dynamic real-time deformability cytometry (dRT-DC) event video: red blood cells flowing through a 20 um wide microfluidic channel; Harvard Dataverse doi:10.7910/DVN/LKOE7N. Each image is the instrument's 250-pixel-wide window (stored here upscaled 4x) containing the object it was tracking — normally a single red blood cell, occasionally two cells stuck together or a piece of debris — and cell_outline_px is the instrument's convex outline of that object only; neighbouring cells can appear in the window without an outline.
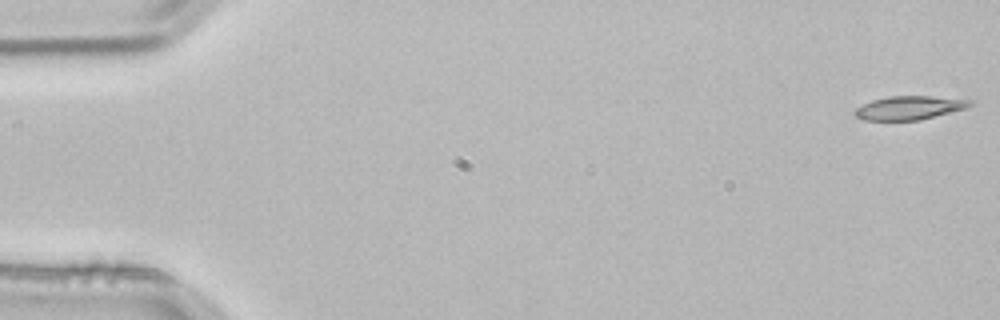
{"species": "common noctule bat (a hibernating species)", "species_latin": "Nyctalus noctula", "temperature_condition": "room temperature", "stored_images_in_passage": 5, "camera_frame_rate_fps": 3000, "um_per_image_px": 0.085, "animal": {"sex": "male", "body_mass_g": 21.5, "forearm_length_mm": 52.0}, "frame": {"image": 1, "passage_image": 1, "time_ms": 0.0, "image_size_px": [1000, 320], "cell_outline_px": [[972, 104], [968, 108], [920, 120], [864, 120], [856, 116], [852, 112], [856, 108], [872, 100], [888, 96], [932, 96], [972, 100]], "centroid_in_image_um": [77.3, 9.16], "position_along_channel_um": 7.7, "area_um2": 15.9}}
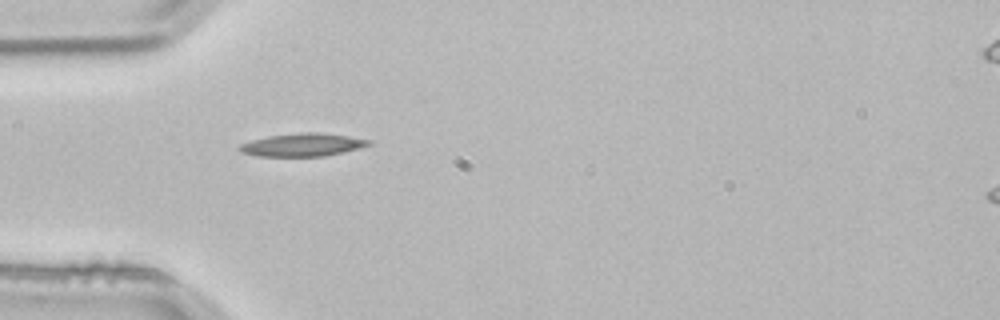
{"frame": {"image": 2, "passage_image": 4, "time_ms": 1.0, "image_size_px": [1000, 320], "cell_outline_px": [[372, 144], [360, 148], [344, 152], [324, 156], [256, 156], [240, 152], [236, 148], [240, 144], [252, 140], [268, 136], [300, 132], [320, 132], [348, 136], [372, 140]], "centroid_in_image_um": [25.71, 12.31], "position_along_channel_um": 59.3, "area_um2": 17.46}}